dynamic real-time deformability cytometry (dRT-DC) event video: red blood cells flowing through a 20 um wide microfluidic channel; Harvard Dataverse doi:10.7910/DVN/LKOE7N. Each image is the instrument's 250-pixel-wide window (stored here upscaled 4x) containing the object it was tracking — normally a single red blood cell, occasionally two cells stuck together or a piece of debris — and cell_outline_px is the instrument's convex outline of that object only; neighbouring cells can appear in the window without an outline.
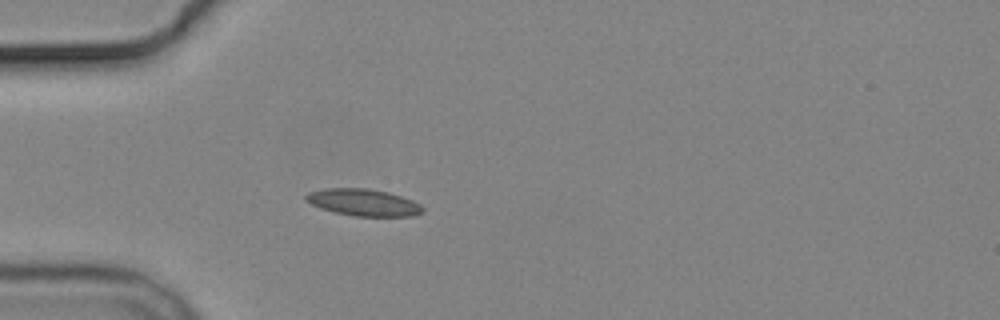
{"species": "common noctule bat (a hibernating species)", "species_latin": "Nyctalus noctula", "temperature_condition": "cold", "stored_images_in_passage": 4, "camera_frame_rate_fps": 3000, "um_per_image_px": 0.085, "animal": {"sex": "male", "body_mass_g": 19.2, "forearm_length_mm": 51.8}, "frame": {"image": 1, "passage_image": 4, "time_ms": 3.667, "image_size_px": [1000, 320], "cell_outline_px": [[424, 212], [412, 216], [352, 216], [320, 208], [304, 200], [304, 196], [308, 192], [324, 188], [368, 188], [388, 192], [412, 200], [420, 204], [424, 208]], "centroid_in_image_um": [30.88, 17.2], "position_along_channel_um": 54.1, "area_um2": 18.38}}